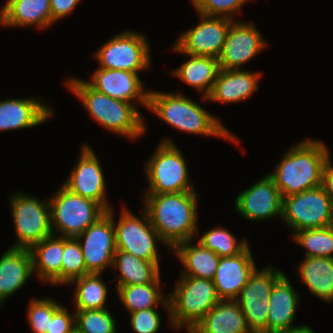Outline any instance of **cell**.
<instances>
[{
  "label": "cell",
  "instance_id": "cell-1",
  "mask_svg": "<svg viewBox=\"0 0 333 333\" xmlns=\"http://www.w3.org/2000/svg\"><path fill=\"white\" fill-rule=\"evenodd\" d=\"M199 196L196 191L144 194V210L170 251L179 243L194 240L193 237L199 235L197 228Z\"/></svg>",
  "mask_w": 333,
  "mask_h": 333
},
{
  "label": "cell",
  "instance_id": "cell-2",
  "mask_svg": "<svg viewBox=\"0 0 333 333\" xmlns=\"http://www.w3.org/2000/svg\"><path fill=\"white\" fill-rule=\"evenodd\" d=\"M327 147L321 140L310 138L286 151L274 171L268 174L282 198L322 185L323 171L330 160Z\"/></svg>",
  "mask_w": 333,
  "mask_h": 333
},
{
  "label": "cell",
  "instance_id": "cell-3",
  "mask_svg": "<svg viewBox=\"0 0 333 333\" xmlns=\"http://www.w3.org/2000/svg\"><path fill=\"white\" fill-rule=\"evenodd\" d=\"M147 109L178 131L239 142L217 117L181 93L149 91Z\"/></svg>",
  "mask_w": 333,
  "mask_h": 333
},
{
  "label": "cell",
  "instance_id": "cell-4",
  "mask_svg": "<svg viewBox=\"0 0 333 333\" xmlns=\"http://www.w3.org/2000/svg\"><path fill=\"white\" fill-rule=\"evenodd\" d=\"M65 84L81 101L90 117L107 131L134 140L146 132L144 116L133 103L116 100L100 93L84 79L71 77Z\"/></svg>",
  "mask_w": 333,
  "mask_h": 333
},
{
  "label": "cell",
  "instance_id": "cell-5",
  "mask_svg": "<svg viewBox=\"0 0 333 333\" xmlns=\"http://www.w3.org/2000/svg\"><path fill=\"white\" fill-rule=\"evenodd\" d=\"M168 293L171 325L176 330L193 327L220 301L213 280L180 276Z\"/></svg>",
  "mask_w": 333,
  "mask_h": 333
},
{
  "label": "cell",
  "instance_id": "cell-6",
  "mask_svg": "<svg viewBox=\"0 0 333 333\" xmlns=\"http://www.w3.org/2000/svg\"><path fill=\"white\" fill-rule=\"evenodd\" d=\"M49 204L52 233L66 238H76L107 212L98 202L72 193L63 184Z\"/></svg>",
  "mask_w": 333,
  "mask_h": 333
},
{
  "label": "cell",
  "instance_id": "cell-7",
  "mask_svg": "<svg viewBox=\"0 0 333 333\" xmlns=\"http://www.w3.org/2000/svg\"><path fill=\"white\" fill-rule=\"evenodd\" d=\"M148 189L143 194H165L195 191L183 154L173 140L160 141L154 154L145 163Z\"/></svg>",
  "mask_w": 333,
  "mask_h": 333
},
{
  "label": "cell",
  "instance_id": "cell-8",
  "mask_svg": "<svg viewBox=\"0 0 333 333\" xmlns=\"http://www.w3.org/2000/svg\"><path fill=\"white\" fill-rule=\"evenodd\" d=\"M9 198L17 237L12 248L30 249L34 244L53 234L49 198L39 200L35 196L21 193L19 190Z\"/></svg>",
  "mask_w": 333,
  "mask_h": 333
},
{
  "label": "cell",
  "instance_id": "cell-9",
  "mask_svg": "<svg viewBox=\"0 0 333 333\" xmlns=\"http://www.w3.org/2000/svg\"><path fill=\"white\" fill-rule=\"evenodd\" d=\"M281 220L293 234L333 225V204L323 186L283 197Z\"/></svg>",
  "mask_w": 333,
  "mask_h": 333
},
{
  "label": "cell",
  "instance_id": "cell-10",
  "mask_svg": "<svg viewBox=\"0 0 333 333\" xmlns=\"http://www.w3.org/2000/svg\"><path fill=\"white\" fill-rule=\"evenodd\" d=\"M107 212L113 217L116 250H122L146 261H160L161 255L156 244H163V241L150 223L145 210L137 217L127 207L122 206L118 222L114 221L112 208Z\"/></svg>",
  "mask_w": 333,
  "mask_h": 333
},
{
  "label": "cell",
  "instance_id": "cell-11",
  "mask_svg": "<svg viewBox=\"0 0 333 333\" xmlns=\"http://www.w3.org/2000/svg\"><path fill=\"white\" fill-rule=\"evenodd\" d=\"M149 47L143 33L128 30L111 37L94 55L98 68L140 73L150 67Z\"/></svg>",
  "mask_w": 333,
  "mask_h": 333
},
{
  "label": "cell",
  "instance_id": "cell-12",
  "mask_svg": "<svg viewBox=\"0 0 333 333\" xmlns=\"http://www.w3.org/2000/svg\"><path fill=\"white\" fill-rule=\"evenodd\" d=\"M284 275L272 265L257 268L235 299L242 310L248 329L253 333H267L269 300L274 284Z\"/></svg>",
  "mask_w": 333,
  "mask_h": 333
},
{
  "label": "cell",
  "instance_id": "cell-13",
  "mask_svg": "<svg viewBox=\"0 0 333 333\" xmlns=\"http://www.w3.org/2000/svg\"><path fill=\"white\" fill-rule=\"evenodd\" d=\"M199 16L200 23L180 34L172 48L184 55L218 58L233 20L203 14Z\"/></svg>",
  "mask_w": 333,
  "mask_h": 333
},
{
  "label": "cell",
  "instance_id": "cell-14",
  "mask_svg": "<svg viewBox=\"0 0 333 333\" xmlns=\"http://www.w3.org/2000/svg\"><path fill=\"white\" fill-rule=\"evenodd\" d=\"M80 243L87 274H101L113 267L116 253L113 217L106 212L76 237Z\"/></svg>",
  "mask_w": 333,
  "mask_h": 333
},
{
  "label": "cell",
  "instance_id": "cell-15",
  "mask_svg": "<svg viewBox=\"0 0 333 333\" xmlns=\"http://www.w3.org/2000/svg\"><path fill=\"white\" fill-rule=\"evenodd\" d=\"M102 170L91 146L83 144L79 159L63 185L72 193L98 202L108 211L112 206L107 201L106 181Z\"/></svg>",
  "mask_w": 333,
  "mask_h": 333
},
{
  "label": "cell",
  "instance_id": "cell-16",
  "mask_svg": "<svg viewBox=\"0 0 333 333\" xmlns=\"http://www.w3.org/2000/svg\"><path fill=\"white\" fill-rule=\"evenodd\" d=\"M267 44L252 21L233 20L217 58L220 69H242L241 65L253 59Z\"/></svg>",
  "mask_w": 333,
  "mask_h": 333
},
{
  "label": "cell",
  "instance_id": "cell-17",
  "mask_svg": "<svg viewBox=\"0 0 333 333\" xmlns=\"http://www.w3.org/2000/svg\"><path fill=\"white\" fill-rule=\"evenodd\" d=\"M235 208L243 218L264 221L282 217L283 198L274 180L267 174L235 199Z\"/></svg>",
  "mask_w": 333,
  "mask_h": 333
},
{
  "label": "cell",
  "instance_id": "cell-18",
  "mask_svg": "<svg viewBox=\"0 0 333 333\" xmlns=\"http://www.w3.org/2000/svg\"><path fill=\"white\" fill-rule=\"evenodd\" d=\"M93 89L116 100L148 107L149 91L145 90L139 74L125 70L98 68L86 81Z\"/></svg>",
  "mask_w": 333,
  "mask_h": 333
},
{
  "label": "cell",
  "instance_id": "cell-19",
  "mask_svg": "<svg viewBox=\"0 0 333 333\" xmlns=\"http://www.w3.org/2000/svg\"><path fill=\"white\" fill-rule=\"evenodd\" d=\"M257 268L250 246L233 257H220L213 278L220 300H235Z\"/></svg>",
  "mask_w": 333,
  "mask_h": 333
},
{
  "label": "cell",
  "instance_id": "cell-20",
  "mask_svg": "<svg viewBox=\"0 0 333 333\" xmlns=\"http://www.w3.org/2000/svg\"><path fill=\"white\" fill-rule=\"evenodd\" d=\"M52 108L36 98L0 101V132L39 126L53 116Z\"/></svg>",
  "mask_w": 333,
  "mask_h": 333
},
{
  "label": "cell",
  "instance_id": "cell-21",
  "mask_svg": "<svg viewBox=\"0 0 333 333\" xmlns=\"http://www.w3.org/2000/svg\"><path fill=\"white\" fill-rule=\"evenodd\" d=\"M260 72L243 69L219 70L212 90L202 100L219 103H236L250 98L258 89Z\"/></svg>",
  "mask_w": 333,
  "mask_h": 333
},
{
  "label": "cell",
  "instance_id": "cell-22",
  "mask_svg": "<svg viewBox=\"0 0 333 333\" xmlns=\"http://www.w3.org/2000/svg\"><path fill=\"white\" fill-rule=\"evenodd\" d=\"M299 296L285 274L274 284L269 300L267 333H280L297 327L294 320Z\"/></svg>",
  "mask_w": 333,
  "mask_h": 333
},
{
  "label": "cell",
  "instance_id": "cell-23",
  "mask_svg": "<svg viewBox=\"0 0 333 333\" xmlns=\"http://www.w3.org/2000/svg\"><path fill=\"white\" fill-rule=\"evenodd\" d=\"M1 7L0 24L3 26H37L42 30L52 25L50 0H7Z\"/></svg>",
  "mask_w": 333,
  "mask_h": 333
},
{
  "label": "cell",
  "instance_id": "cell-24",
  "mask_svg": "<svg viewBox=\"0 0 333 333\" xmlns=\"http://www.w3.org/2000/svg\"><path fill=\"white\" fill-rule=\"evenodd\" d=\"M33 275L29 249L10 247L6 250L0 257V306Z\"/></svg>",
  "mask_w": 333,
  "mask_h": 333
},
{
  "label": "cell",
  "instance_id": "cell-25",
  "mask_svg": "<svg viewBox=\"0 0 333 333\" xmlns=\"http://www.w3.org/2000/svg\"><path fill=\"white\" fill-rule=\"evenodd\" d=\"M33 274L50 285H61V266L63 256V236L52 234L30 249Z\"/></svg>",
  "mask_w": 333,
  "mask_h": 333
},
{
  "label": "cell",
  "instance_id": "cell-26",
  "mask_svg": "<svg viewBox=\"0 0 333 333\" xmlns=\"http://www.w3.org/2000/svg\"><path fill=\"white\" fill-rule=\"evenodd\" d=\"M193 333H251L235 300H220L191 330Z\"/></svg>",
  "mask_w": 333,
  "mask_h": 333
},
{
  "label": "cell",
  "instance_id": "cell-27",
  "mask_svg": "<svg viewBox=\"0 0 333 333\" xmlns=\"http://www.w3.org/2000/svg\"><path fill=\"white\" fill-rule=\"evenodd\" d=\"M298 264L297 276L301 278L312 295L333 302V258L304 257Z\"/></svg>",
  "mask_w": 333,
  "mask_h": 333
},
{
  "label": "cell",
  "instance_id": "cell-28",
  "mask_svg": "<svg viewBox=\"0 0 333 333\" xmlns=\"http://www.w3.org/2000/svg\"><path fill=\"white\" fill-rule=\"evenodd\" d=\"M171 251L184 266L181 276L213 280L220 262L219 255L199 242L193 245V240L179 243Z\"/></svg>",
  "mask_w": 333,
  "mask_h": 333
},
{
  "label": "cell",
  "instance_id": "cell-29",
  "mask_svg": "<svg viewBox=\"0 0 333 333\" xmlns=\"http://www.w3.org/2000/svg\"><path fill=\"white\" fill-rule=\"evenodd\" d=\"M189 60L183 62L180 67L170 72L175 78L194 87L202 96L207 97L220 70L216 57L186 55Z\"/></svg>",
  "mask_w": 333,
  "mask_h": 333
},
{
  "label": "cell",
  "instance_id": "cell-30",
  "mask_svg": "<svg viewBox=\"0 0 333 333\" xmlns=\"http://www.w3.org/2000/svg\"><path fill=\"white\" fill-rule=\"evenodd\" d=\"M159 263L146 261L122 250H116L113 267L120 272L116 289L119 286L162 283L160 282Z\"/></svg>",
  "mask_w": 333,
  "mask_h": 333
},
{
  "label": "cell",
  "instance_id": "cell-31",
  "mask_svg": "<svg viewBox=\"0 0 333 333\" xmlns=\"http://www.w3.org/2000/svg\"><path fill=\"white\" fill-rule=\"evenodd\" d=\"M165 283H147L143 285H128L119 286L116 289V294L123 304L124 308L133 313L136 311L156 308L158 304L164 305L168 312V320L170 321V306L168 301V295L163 296L161 294V285Z\"/></svg>",
  "mask_w": 333,
  "mask_h": 333
},
{
  "label": "cell",
  "instance_id": "cell-32",
  "mask_svg": "<svg viewBox=\"0 0 333 333\" xmlns=\"http://www.w3.org/2000/svg\"><path fill=\"white\" fill-rule=\"evenodd\" d=\"M100 275L101 274L88 273L70 283L71 285H75L73 298L75 310L107 308V285L106 282L99 277Z\"/></svg>",
  "mask_w": 333,
  "mask_h": 333
},
{
  "label": "cell",
  "instance_id": "cell-33",
  "mask_svg": "<svg viewBox=\"0 0 333 333\" xmlns=\"http://www.w3.org/2000/svg\"><path fill=\"white\" fill-rule=\"evenodd\" d=\"M295 242L306 249L305 257L333 258V225L295 232Z\"/></svg>",
  "mask_w": 333,
  "mask_h": 333
},
{
  "label": "cell",
  "instance_id": "cell-34",
  "mask_svg": "<svg viewBox=\"0 0 333 333\" xmlns=\"http://www.w3.org/2000/svg\"><path fill=\"white\" fill-rule=\"evenodd\" d=\"M202 234L197 242L220 257L236 256L249 246L247 239L238 241L234 234L224 227L218 226Z\"/></svg>",
  "mask_w": 333,
  "mask_h": 333
},
{
  "label": "cell",
  "instance_id": "cell-35",
  "mask_svg": "<svg viewBox=\"0 0 333 333\" xmlns=\"http://www.w3.org/2000/svg\"><path fill=\"white\" fill-rule=\"evenodd\" d=\"M61 266V285L87 274L80 243L76 238L63 237V256Z\"/></svg>",
  "mask_w": 333,
  "mask_h": 333
},
{
  "label": "cell",
  "instance_id": "cell-36",
  "mask_svg": "<svg viewBox=\"0 0 333 333\" xmlns=\"http://www.w3.org/2000/svg\"><path fill=\"white\" fill-rule=\"evenodd\" d=\"M75 327L81 333H116V318L109 309L75 310Z\"/></svg>",
  "mask_w": 333,
  "mask_h": 333
},
{
  "label": "cell",
  "instance_id": "cell-37",
  "mask_svg": "<svg viewBox=\"0 0 333 333\" xmlns=\"http://www.w3.org/2000/svg\"><path fill=\"white\" fill-rule=\"evenodd\" d=\"M62 306L52 298H32L28 311L27 321L33 333H47L53 314Z\"/></svg>",
  "mask_w": 333,
  "mask_h": 333
},
{
  "label": "cell",
  "instance_id": "cell-38",
  "mask_svg": "<svg viewBox=\"0 0 333 333\" xmlns=\"http://www.w3.org/2000/svg\"><path fill=\"white\" fill-rule=\"evenodd\" d=\"M250 0H192L198 14L206 16L226 17L235 20L233 14L241 12V8Z\"/></svg>",
  "mask_w": 333,
  "mask_h": 333
},
{
  "label": "cell",
  "instance_id": "cell-39",
  "mask_svg": "<svg viewBox=\"0 0 333 333\" xmlns=\"http://www.w3.org/2000/svg\"><path fill=\"white\" fill-rule=\"evenodd\" d=\"M129 315L130 325L136 333H157L161 327V315L157 308L144 309Z\"/></svg>",
  "mask_w": 333,
  "mask_h": 333
},
{
  "label": "cell",
  "instance_id": "cell-40",
  "mask_svg": "<svg viewBox=\"0 0 333 333\" xmlns=\"http://www.w3.org/2000/svg\"><path fill=\"white\" fill-rule=\"evenodd\" d=\"M75 328V313L68 312L63 305L53 314L47 333H69Z\"/></svg>",
  "mask_w": 333,
  "mask_h": 333
},
{
  "label": "cell",
  "instance_id": "cell-41",
  "mask_svg": "<svg viewBox=\"0 0 333 333\" xmlns=\"http://www.w3.org/2000/svg\"><path fill=\"white\" fill-rule=\"evenodd\" d=\"M79 2L81 0H50L52 25L72 13Z\"/></svg>",
  "mask_w": 333,
  "mask_h": 333
},
{
  "label": "cell",
  "instance_id": "cell-42",
  "mask_svg": "<svg viewBox=\"0 0 333 333\" xmlns=\"http://www.w3.org/2000/svg\"><path fill=\"white\" fill-rule=\"evenodd\" d=\"M331 162L330 159L324 168L322 186L333 204V165Z\"/></svg>",
  "mask_w": 333,
  "mask_h": 333
},
{
  "label": "cell",
  "instance_id": "cell-43",
  "mask_svg": "<svg viewBox=\"0 0 333 333\" xmlns=\"http://www.w3.org/2000/svg\"><path fill=\"white\" fill-rule=\"evenodd\" d=\"M280 333H316V332H314V330L311 329L310 326L302 324V325L294 327L288 331H283Z\"/></svg>",
  "mask_w": 333,
  "mask_h": 333
},
{
  "label": "cell",
  "instance_id": "cell-44",
  "mask_svg": "<svg viewBox=\"0 0 333 333\" xmlns=\"http://www.w3.org/2000/svg\"><path fill=\"white\" fill-rule=\"evenodd\" d=\"M69 333H81L76 327Z\"/></svg>",
  "mask_w": 333,
  "mask_h": 333
}]
</instances>
